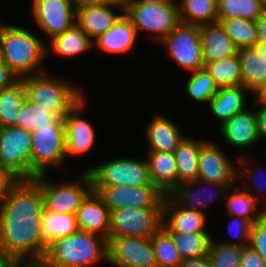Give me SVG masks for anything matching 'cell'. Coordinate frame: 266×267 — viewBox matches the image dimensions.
<instances>
[{
    "label": "cell",
    "instance_id": "obj_1",
    "mask_svg": "<svg viewBox=\"0 0 266 267\" xmlns=\"http://www.w3.org/2000/svg\"><path fill=\"white\" fill-rule=\"evenodd\" d=\"M44 210L41 186L35 180H15L0 209V250L15 260L45 255L41 218Z\"/></svg>",
    "mask_w": 266,
    "mask_h": 267
},
{
    "label": "cell",
    "instance_id": "obj_2",
    "mask_svg": "<svg viewBox=\"0 0 266 267\" xmlns=\"http://www.w3.org/2000/svg\"><path fill=\"white\" fill-rule=\"evenodd\" d=\"M49 49L35 34L20 26L6 23L0 30V58L18 79L46 72L41 65Z\"/></svg>",
    "mask_w": 266,
    "mask_h": 267
},
{
    "label": "cell",
    "instance_id": "obj_3",
    "mask_svg": "<svg viewBox=\"0 0 266 267\" xmlns=\"http://www.w3.org/2000/svg\"><path fill=\"white\" fill-rule=\"evenodd\" d=\"M45 255L60 267H92L103 259L108 261V240L78 231L54 240Z\"/></svg>",
    "mask_w": 266,
    "mask_h": 267
},
{
    "label": "cell",
    "instance_id": "obj_4",
    "mask_svg": "<svg viewBox=\"0 0 266 267\" xmlns=\"http://www.w3.org/2000/svg\"><path fill=\"white\" fill-rule=\"evenodd\" d=\"M25 89L26 99L33 104L64 117L85 94L69 82L54 78L49 73H39L19 78Z\"/></svg>",
    "mask_w": 266,
    "mask_h": 267
},
{
    "label": "cell",
    "instance_id": "obj_5",
    "mask_svg": "<svg viewBox=\"0 0 266 267\" xmlns=\"http://www.w3.org/2000/svg\"><path fill=\"white\" fill-rule=\"evenodd\" d=\"M124 14L137 30L153 34L161 42L180 23L178 2L126 3Z\"/></svg>",
    "mask_w": 266,
    "mask_h": 267
},
{
    "label": "cell",
    "instance_id": "obj_6",
    "mask_svg": "<svg viewBox=\"0 0 266 267\" xmlns=\"http://www.w3.org/2000/svg\"><path fill=\"white\" fill-rule=\"evenodd\" d=\"M31 131L0 128V167L15 180H31Z\"/></svg>",
    "mask_w": 266,
    "mask_h": 267
},
{
    "label": "cell",
    "instance_id": "obj_7",
    "mask_svg": "<svg viewBox=\"0 0 266 267\" xmlns=\"http://www.w3.org/2000/svg\"><path fill=\"white\" fill-rule=\"evenodd\" d=\"M48 175H40L35 180L41 186L44 210L52 213L75 214L82 201L93 190L92 179L88 170H84L78 177V182L61 184L48 182Z\"/></svg>",
    "mask_w": 266,
    "mask_h": 267
},
{
    "label": "cell",
    "instance_id": "obj_8",
    "mask_svg": "<svg viewBox=\"0 0 266 267\" xmlns=\"http://www.w3.org/2000/svg\"><path fill=\"white\" fill-rule=\"evenodd\" d=\"M32 134L31 180L48 174V168L58 166L66 158L64 125H44Z\"/></svg>",
    "mask_w": 266,
    "mask_h": 267
},
{
    "label": "cell",
    "instance_id": "obj_9",
    "mask_svg": "<svg viewBox=\"0 0 266 267\" xmlns=\"http://www.w3.org/2000/svg\"><path fill=\"white\" fill-rule=\"evenodd\" d=\"M87 170L92 179V186L154 185L145 159L119 157Z\"/></svg>",
    "mask_w": 266,
    "mask_h": 267
},
{
    "label": "cell",
    "instance_id": "obj_10",
    "mask_svg": "<svg viewBox=\"0 0 266 267\" xmlns=\"http://www.w3.org/2000/svg\"><path fill=\"white\" fill-rule=\"evenodd\" d=\"M163 227V208H132L111 211L109 237L152 238Z\"/></svg>",
    "mask_w": 266,
    "mask_h": 267
},
{
    "label": "cell",
    "instance_id": "obj_11",
    "mask_svg": "<svg viewBox=\"0 0 266 267\" xmlns=\"http://www.w3.org/2000/svg\"><path fill=\"white\" fill-rule=\"evenodd\" d=\"M160 43L188 73L204 68L200 26L180 23Z\"/></svg>",
    "mask_w": 266,
    "mask_h": 267
},
{
    "label": "cell",
    "instance_id": "obj_12",
    "mask_svg": "<svg viewBox=\"0 0 266 267\" xmlns=\"http://www.w3.org/2000/svg\"><path fill=\"white\" fill-rule=\"evenodd\" d=\"M92 187L110 212L125 208H163L165 195L155 185Z\"/></svg>",
    "mask_w": 266,
    "mask_h": 267
},
{
    "label": "cell",
    "instance_id": "obj_13",
    "mask_svg": "<svg viewBox=\"0 0 266 267\" xmlns=\"http://www.w3.org/2000/svg\"><path fill=\"white\" fill-rule=\"evenodd\" d=\"M108 262L114 267H157L151 238L109 237Z\"/></svg>",
    "mask_w": 266,
    "mask_h": 267
},
{
    "label": "cell",
    "instance_id": "obj_14",
    "mask_svg": "<svg viewBox=\"0 0 266 267\" xmlns=\"http://www.w3.org/2000/svg\"><path fill=\"white\" fill-rule=\"evenodd\" d=\"M76 0H32L36 26L52 39L76 23Z\"/></svg>",
    "mask_w": 266,
    "mask_h": 267
},
{
    "label": "cell",
    "instance_id": "obj_15",
    "mask_svg": "<svg viewBox=\"0 0 266 267\" xmlns=\"http://www.w3.org/2000/svg\"><path fill=\"white\" fill-rule=\"evenodd\" d=\"M197 179L223 185H234L237 181V168L223 149L208 140L201 147Z\"/></svg>",
    "mask_w": 266,
    "mask_h": 267
},
{
    "label": "cell",
    "instance_id": "obj_16",
    "mask_svg": "<svg viewBox=\"0 0 266 267\" xmlns=\"http://www.w3.org/2000/svg\"><path fill=\"white\" fill-rule=\"evenodd\" d=\"M86 98L78 102L64 117L66 155L79 156L95 144V130L91 123L79 117L85 108Z\"/></svg>",
    "mask_w": 266,
    "mask_h": 267
},
{
    "label": "cell",
    "instance_id": "obj_17",
    "mask_svg": "<svg viewBox=\"0 0 266 267\" xmlns=\"http://www.w3.org/2000/svg\"><path fill=\"white\" fill-rule=\"evenodd\" d=\"M204 185V186H201ZM198 188H195V187ZM208 189L217 188L216 193L212 191H205L202 187ZM234 185H223L218 183H212L209 181H204L201 179L191 180L183 182L177 187H175L168 196L178 205L188 210H195L204 213L203 209L208 204L216 200L215 198L219 196L220 193L224 194ZM196 190H195V189ZM207 189V190H208ZM213 190V191H214ZM204 192V193H203ZM224 192V193H223ZM214 193V194H213ZM207 194V195H206ZM204 206V207H203ZM203 208V209H202Z\"/></svg>",
    "mask_w": 266,
    "mask_h": 267
},
{
    "label": "cell",
    "instance_id": "obj_18",
    "mask_svg": "<svg viewBox=\"0 0 266 267\" xmlns=\"http://www.w3.org/2000/svg\"><path fill=\"white\" fill-rule=\"evenodd\" d=\"M75 214L79 231L109 239L111 212L97 192L92 190Z\"/></svg>",
    "mask_w": 266,
    "mask_h": 267
},
{
    "label": "cell",
    "instance_id": "obj_19",
    "mask_svg": "<svg viewBox=\"0 0 266 267\" xmlns=\"http://www.w3.org/2000/svg\"><path fill=\"white\" fill-rule=\"evenodd\" d=\"M219 135L233 148L250 147L258 142L257 116L255 110L246 108L244 111L234 114L223 125L218 127Z\"/></svg>",
    "mask_w": 266,
    "mask_h": 267
},
{
    "label": "cell",
    "instance_id": "obj_20",
    "mask_svg": "<svg viewBox=\"0 0 266 267\" xmlns=\"http://www.w3.org/2000/svg\"><path fill=\"white\" fill-rule=\"evenodd\" d=\"M206 214L178 206L168 195L163 201V227L169 233H208Z\"/></svg>",
    "mask_w": 266,
    "mask_h": 267
},
{
    "label": "cell",
    "instance_id": "obj_21",
    "mask_svg": "<svg viewBox=\"0 0 266 267\" xmlns=\"http://www.w3.org/2000/svg\"><path fill=\"white\" fill-rule=\"evenodd\" d=\"M120 8L123 13L116 14L114 8ZM125 6L76 5V23L94 41L109 30L124 14Z\"/></svg>",
    "mask_w": 266,
    "mask_h": 267
},
{
    "label": "cell",
    "instance_id": "obj_22",
    "mask_svg": "<svg viewBox=\"0 0 266 267\" xmlns=\"http://www.w3.org/2000/svg\"><path fill=\"white\" fill-rule=\"evenodd\" d=\"M138 33L130 19L123 14L114 25L96 38L94 46L110 54H127L134 49Z\"/></svg>",
    "mask_w": 266,
    "mask_h": 267
},
{
    "label": "cell",
    "instance_id": "obj_23",
    "mask_svg": "<svg viewBox=\"0 0 266 267\" xmlns=\"http://www.w3.org/2000/svg\"><path fill=\"white\" fill-rule=\"evenodd\" d=\"M204 64L235 56L238 47L224 31L219 22L200 26Z\"/></svg>",
    "mask_w": 266,
    "mask_h": 267
},
{
    "label": "cell",
    "instance_id": "obj_24",
    "mask_svg": "<svg viewBox=\"0 0 266 267\" xmlns=\"http://www.w3.org/2000/svg\"><path fill=\"white\" fill-rule=\"evenodd\" d=\"M145 136L149 148L147 151H164L174 153L178 144L185 137L178 125L174 124L170 118L165 115H154L147 124Z\"/></svg>",
    "mask_w": 266,
    "mask_h": 267
},
{
    "label": "cell",
    "instance_id": "obj_25",
    "mask_svg": "<svg viewBox=\"0 0 266 267\" xmlns=\"http://www.w3.org/2000/svg\"><path fill=\"white\" fill-rule=\"evenodd\" d=\"M146 161L152 183L168 195L178 186V173L174 153L164 151H147Z\"/></svg>",
    "mask_w": 266,
    "mask_h": 267
},
{
    "label": "cell",
    "instance_id": "obj_26",
    "mask_svg": "<svg viewBox=\"0 0 266 267\" xmlns=\"http://www.w3.org/2000/svg\"><path fill=\"white\" fill-rule=\"evenodd\" d=\"M250 93L243 86L221 87L208 103V108L216 120H220L219 127L229 120L234 114L244 111L246 107V95Z\"/></svg>",
    "mask_w": 266,
    "mask_h": 267
},
{
    "label": "cell",
    "instance_id": "obj_27",
    "mask_svg": "<svg viewBox=\"0 0 266 267\" xmlns=\"http://www.w3.org/2000/svg\"><path fill=\"white\" fill-rule=\"evenodd\" d=\"M242 86L252 92V97L266 84V60L256 47L238 50Z\"/></svg>",
    "mask_w": 266,
    "mask_h": 267
},
{
    "label": "cell",
    "instance_id": "obj_28",
    "mask_svg": "<svg viewBox=\"0 0 266 267\" xmlns=\"http://www.w3.org/2000/svg\"><path fill=\"white\" fill-rule=\"evenodd\" d=\"M208 140H196V138L185 136L174 151L176 160L178 185L183 182L196 180L198 178V162L201 147Z\"/></svg>",
    "mask_w": 266,
    "mask_h": 267
},
{
    "label": "cell",
    "instance_id": "obj_29",
    "mask_svg": "<svg viewBox=\"0 0 266 267\" xmlns=\"http://www.w3.org/2000/svg\"><path fill=\"white\" fill-rule=\"evenodd\" d=\"M49 44L51 51L65 58L84 54L94 47L93 40L77 23L65 32L54 36Z\"/></svg>",
    "mask_w": 266,
    "mask_h": 267
},
{
    "label": "cell",
    "instance_id": "obj_30",
    "mask_svg": "<svg viewBox=\"0 0 266 267\" xmlns=\"http://www.w3.org/2000/svg\"><path fill=\"white\" fill-rule=\"evenodd\" d=\"M79 231L76 214L52 213L43 210L41 232L44 244L48 247L54 240Z\"/></svg>",
    "mask_w": 266,
    "mask_h": 267
},
{
    "label": "cell",
    "instance_id": "obj_31",
    "mask_svg": "<svg viewBox=\"0 0 266 267\" xmlns=\"http://www.w3.org/2000/svg\"><path fill=\"white\" fill-rule=\"evenodd\" d=\"M231 193L228 196H224L227 200V215L236 216L249 221L252 225L258 221L265 213L263 209L259 211L257 199L247 190L234 185L231 187Z\"/></svg>",
    "mask_w": 266,
    "mask_h": 267
},
{
    "label": "cell",
    "instance_id": "obj_32",
    "mask_svg": "<svg viewBox=\"0 0 266 267\" xmlns=\"http://www.w3.org/2000/svg\"><path fill=\"white\" fill-rule=\"evenodd\" d=\"M182 24L201 26L218 22L217 0H179Z\"/></svg>",
    "mask_w": 266,
    "mask_h": 267
},
{
    "label": "cell",
    "instance_id": "obj_33",
    "mask_svg": "<svg viewBox=\"0 0 266 267\" xmlns=\"http://www.w3.org/2000/svg\"><path fill=\"white\" fill-rule=\"evenodd\" d=\"M25 99L26 93L20 79L0 91V128L17 126Z\"/></svg>",
    "mask_w": 266,
    "mask_h": 267
},
{
    "label": "cell",
    "instance_id": "obj_34",
    "mask_svg": "<svg viewBox=\"0 0 266 267\" xmlns=\"http://www.w3.org/2000/svg\"><path fill=\"white\" fill-rule=\"evenodd\" d=\"M218 22L238 49L255 47L258 43L255 20L245 18H218Z\"/></svg>",
    "mask_w": 266,
    "mask_h": 267
},
{
    "label": "cell",
    "instance_id": "obj_35",
    "mask_svg": "<svg viewBox=\"0 0 266 267\" xmlns=\"http://www.w3.org/2000/svg\"><path fill=\"white\" fill-rule=\"evenodd\" d=\"M215 85L221 87L242 86L241 66L238 55L204 64Z\"/></svg>",
    "mask_w": 266,
    "mask_h": 267
},
{
    "label": "cell",
    "instance_id": "obj_36",
    "mask_svg": "<svg viewBox=\"0 0 266 267\" xmlns=\"http://www.w3.org/2000/svg\"><path fill=\"white\" fill-rule=\"evenodd\" d=\"M44 125H64L63 117L25 99L16 127L33 131Z\"/></svg>",
    "mask_w": 266,
    "mask_h": 267
},
{
    "label": "cell",
    "instance_id": "obj_37",
    "mask_svg": "<svg viewBox=\"0 0 266 267\" xmlns=\"http://www.w3.org/2000/svg\"><path fill=\"white\" fill-rule=\"evenodd\" d=\"M182 259L207 257L211 242L210 233H170Z\"/></svg>",
    "mask_w": 266,
    "mask_h": 267
},
{
    "label": "cell",
    "instance_id": "obj_38",
    "mask_svg": "<svg viewBox=\"0 0 266 267\" xmlns=\"http://www.w3.org/2000/svg\"><path fill=\"white\" fill-rule=\"evenodd\" d=\"M157 267H179L183 261L172 235L162 227L151 238Z\"/></svg>",
    "mask_w": 266,
    "mask_h": 267
},
{
    "label": "cell",
    "instance_id": "obj_39",
    "mask_svg": "<svg viewBox=\"0 0 266 267\" xmlns=\"http://www.w3.org/2000/svg\"><path fill=\"white\" fill-rule=\"evenodd\" d=\"M219 18H245L256 20L266 12L258 0H217Z\"/></svg>",
    "mask_w": 266,
    "mask_h": 267
},
{
    "label": "cell",
    "instance_id": "obj_40",
    "mask_svg": "<svg viewBox=\"0 0 266 267\" xmlns=\"http://www.w3.org/2000/svg\"><path fill=\"white\" fill-rule=\"evenodd\" d=\"M185 90L192 100L208 104L217 93L218 87L205 68L190 72L185 82Z\"/></svg>",
    "mask_w": 266,
    "mask_h": 267
},
{
    "label": "cell",
    "instance_id": "obj_41",
    "mask_svg": "<svg viewBox=\"0 0 266 267\" xmlns=\"http://www.w3.org/2000/svg\"><path fill=\"white\" fill-rule=\"evenodd\" d=\"M241 253L242 247L224 244L213 239L208 258L212 267H240Z\"/></svg>",
    "mask_w": 266,
    "mask_h": 267
},
{
    "label": "cell",
    "instance_id": "obj_42",
    "mask_svg": "<svg viewBox=\"0 0 266 267\" xmlns=\"http://www.w3.org/2000/svg\"><path fill=\"white\" fill-rule=\"evenodd\" d=\"M247 162H249L248 160H247V157L245 156H243L242 157V155H241V157L239 158V163H241V165H242V168L240 167V168H237V179H239L240 177L241 178H245L247 175H248V179H250V184L249 183H247L246 185L244 184V186L242 185V186H240V187H242L244 190H247L248 192H250L256 199H257V201L258 202H261V199L263 200L262 201V209L264 210V211H266V196L264 195V194H266V190L264 189V190H262V187L263 186H261L260 187V185L258 184V182H256L257 180H253L254 179V173H255V175L258 173L259 175H260V172H264V168L261 166H256V167H254L253 166V168H251L252 166H249V164L247 163ZM249 166V167H248ZM249 169H248V168ZM245 169V170H244ZM253 169V170H252ZM263 170V171H262ZM250 177V178H249ZM253 177V179H251ZM256 178V177H255ZM257 179V178H256ZM265 180V179H264ZM265 182V181H264ZM266 183V182H265ZM264 183V184H265ZM254 184V185H253ZM253 185V186H252ZM253 187H255V189H257L258 190V192L260 191L261 192V194L260 195H257V196H255L254 194H253V190L252 189H254ZM252 190V191H251ZM264 194H263V193ZM262 195H263V197H262ZM258 196H261L262 198H260L259 200H258ZM265 199V200H264ZM265 201V202H264Z\"/></svg>",
    "mask_w": 266,
    "mask_h": 267
},
{
    "label": "cell",
    "instance_id": "obj_43",
    "mask_svg": "<svg viewBox=\"0 0 266 267\" xmlns=\"http://www.w3.org/2000/svg\"><path fill=\"white\" fill-rule=\"evenodd\" d=\"M230 218L232 217L233 220L230 221L229 225H228V232L229 234H231V236L234 238V236L236 237H239V239L241 238V241L239 240V242L237 241H222L221 243H224V244H228V245H237V246H240V247H245V246H248L250 245V235H251V227H252V224L243 219V218H239V217H234L233 216H229ZM232 222V223H231ZM235 228V232H233L232 228ZM233 232V234H232ZM237 234V235H236Z\"/></svg>",
    "mask_w": 266,
    "mask_h": 267
},
{
    "label": "cell",
    "instance_id": "obj_44",
    "mask_svg": "<svg viewBox=\"0 0 266 267\" xmlns=\"http://www.w3.org/2000/svg\"><path fill=\"white\" fill-rule=\"evenodd\" d=\"M250 245L266 261V213L252 225Z\"/></svg>",
    "mask_w": 266,
    "mask_h": 267
},
{
    "label": "cell",
    "instance_id": "obj_45",
    "mask_svg": "<svg viewBox=\"0 0 266 267\" xmlns=\"http://www.w3.org/2000/svg\"><path fill=\"white\" fill-rule=\"evenodd\" d=\"M240 267H266V261L251 245H248L242 248Z\"/></svg>",
    "mask_w": 266,
    "mask_h": 267
},
{
    "label": "cell",
    "instance_id": "obj_46",
    "mask_svg": "<svg viewBox=\"0 0 266 267\" xmlns=\"http://www.w3.org/2000/svg\"><path fill=\"white\" fill-rule=\"evenodd\" d=\"M16 267H60L46 255L22 257L16 260Z\"/></svg>",
    "mask_w": 266,
    "mask_h": 267
},
{
    "label": "cell",
    "instance_id": "obj_47",
    "mask_svg": "<svg viewBox=\"0 0 266 267\" xmlns=\"http://www.w3.org/2000/svg\"><path fill=\"white\" fill-rule=\"evenodd\" d=\"M255 100V101H254ZM253 100V105L256 108V116H257V128L259 133V139H266V103L259 101L257 98Z\"/></svg>",
    "mask_w": 266,
    "mask_h": 267
},
{
    "label": "cell",
    "instance_id": "obj_48",
    "mask_svg": "<svg viewBox=\"0 0 266 267\" xmlns=\"http://www.w3.org/2000/svg\"><path fill=\"white\" fill-rule=\"evenodd\" d=\"M18 80V77L0 58V91L11 86Z\"/></svg>",
    "mask_w": 266,
    "mask_h": 267
},
{
    "label": "cell",
    "instance_id": "obj_49",
    "mask_svg": "<svg viewBox=\"0 0 266 267\" xmlns=\"http://www.w3.org/2000/svg\"><path fill=\"white\" fill-rule=\"evenodd\" d=\"M15 182V179L0 167V209L5 200L8 188Z\"/></svg>",
    "mask_w": 266,
    "mask_h": 267
},
{
    "label": "cell",
    "instance_id": "obj_50",
    "mask_svg": "<svg viewBox=\"0 0 266 267\" xmlns=\"http://www.w3.org/2000/svg\"><path fill=\"white\" fill-rule=\"evenodd\" d=\"M77 4L102 5V6H125L127 0H76Z\"/></svg>",
    "mask_w": 266,
    "mask_h": 267
},
{
    "label": "cell",
    "instance_id": "obj_51",
    "mask_svg": "<svg viewBox=\"0 0 266 267\" xmlns=\"http://www.w3.org/2000/svg\"><path fill=\"white\" fill-rule=\"evenodd\" d=\"M179 267H212V265L207 256L198 259H184Z\"/></svg>",
    "mask_w": 266,
    "mask_h": 267
},
{
    "label": "cell",
    "instance_id": "obj_52",
    "mask_svg": "<svg viewBox=\"0 0 266 267\" xmlns=\"http://www.w3.org/2000/svg\"><path fill=\"white\" fill-rule=\"evenodd\" d=\"M258 42H266V12L256 20Z\"/></svg>",
    "mask_w": 266,
    "mask_h": 267
},
{
    "label": "cell",
    "instance_id": "obj_53",
    "mask_svg": "<svg viewBox=\"0 0 266 267\" xmlns=\"http://www.w3.org/2000/svg\"><path fill=\"white\" fill-rule=\"evenodd\" d=\"M0 267H16V260L0 250Z\"/></svg>",
    "mask_w": 266,
    "mask_h": 267
},
{
    "label": "cell",
    "instance_id": "obj_54",
    "mask_svg": "<svg viewBox=\"0 0 266 267\" xmlns=\"http://www.w3.org/2000/svg\"><path fill=\"white\" fill-rule=\"evenodd\" d=\"M163 2H176L172 0H127L126 3H163Z\"/></svg>",
    "mask_w": 266,
    "mask_h": 267
},
{
    "label": "cell",
    "instance_id": "obj_55",
    "mask_svg": "<svg viewBox=\"0 0 266 267\" xmlns=\"http://www.w3.org/2000/svg\"><path fill=\"white\" fill-rule=\"evenodd\" d=\"M254 98H257L259 101L266 103V84L259 90Z\"/></svg>",
    "mask_w": 266,
    "mask_h": 267
},
{
    "label": "cell",
    "instance_id": "obj_56",
    "mask_svg": "<svg viewBox=\"0 0 266 267\" xmlns=\"http://www.w3.org/2000/svg\"><path fill=\"white\" fill-rule=\"evenodd\" d=\"M255 47L266 60V42H258Z\"/></svg>",
    "mask_w": 266,
    "mask_h": 267
},
{
    "label": "cell",
    "instance_id": "obj_57",
    "mask_svg": "<svg viewBox=\"0 0 266 267\" xmlns=\"http://www.w3.org/2000/svg\"><path fill=\"white\" fill-rule=\"evenodd\" d=\"M262 6L266 9V0H258Z\"/></svg>",
    "mask_w": 266,
    "mask_h": 267
},
{
    "label": "cell",
    "instance_id": "obj_58",
    "mask_svg": "<svg viewBox=\"0 0 266 267\" xmlns=\"http://www.w3.org/2000/svg\"><path fill=\"white\" fill-rule=\"evenodd\" d=\"M5 23H0V30H1V28H2V26L4 25Z\"/></svg>",
    "mask_w": 266,
    "mask_h": 267
}]
</instances>
